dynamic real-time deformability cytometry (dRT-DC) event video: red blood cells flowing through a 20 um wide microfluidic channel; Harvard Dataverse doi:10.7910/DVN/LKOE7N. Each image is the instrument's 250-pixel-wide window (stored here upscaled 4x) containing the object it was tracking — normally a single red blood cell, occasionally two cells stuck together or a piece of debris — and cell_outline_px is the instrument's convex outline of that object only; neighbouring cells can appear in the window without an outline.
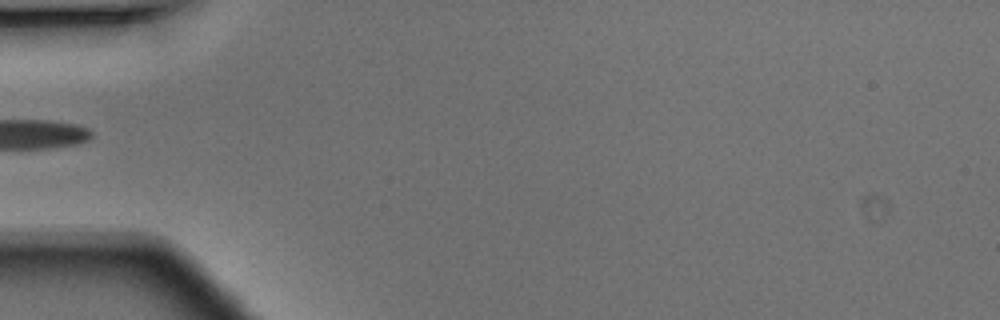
{"species": "Egyptian fruit bat (a non-hibernating species)", "species_latin": "Rousettus aegyptiacus", "temperature_condition": "warm", "stored_images_in_passage": 3, "camera_frame_rate_fps": 3000, "um_per_image_px": 0.085, "animal": {"sex": "male"}, "frame": {"image": 1, "passage_image": 1, "time_ms": 0.0, "image_size_px": [1000, 320], "cell_outline_px": [[156, 180], [144, 188], [36, 192], [32, 188], [48, 180], [120, 160], [152, 168], [156, 176]], "centroid_in_image_um": [8.7, 15.17], "position_along_channel_um": 76.3, "area_um2": 17.11}}